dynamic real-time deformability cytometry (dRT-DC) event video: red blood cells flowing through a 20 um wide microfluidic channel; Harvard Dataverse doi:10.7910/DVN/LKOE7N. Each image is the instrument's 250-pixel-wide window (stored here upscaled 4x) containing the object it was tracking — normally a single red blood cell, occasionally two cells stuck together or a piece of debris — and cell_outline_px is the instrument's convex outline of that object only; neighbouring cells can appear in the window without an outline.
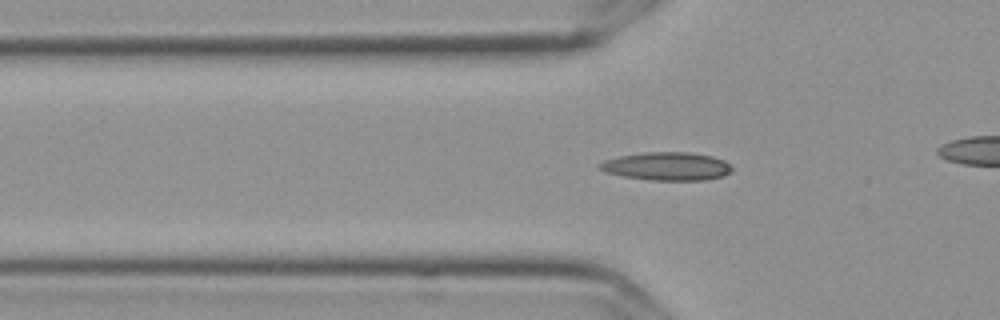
{"species": "Egyptian fruit bat (a non-hibernating species)", "species_latin": "Rousettus aegyptiacus", "temperature_condition": "cold", "stored_images_in_passage": 42, "camera_frame_rate_fps": 3000, "um_per_image_px": 0.085, "frame": {"image": 1, "passage_image": 12, "time_ms": 3.667, "image_size_px": [1000, 320], "cell_outline_px": [[732, 168], [724, 176], [704, 180], [652, 180], [624, 176], [604, 172], [596, 168], [596, 164], [604, 160], [620, 156], [644, 152], [688, 152], [712, 156], [724, 160]], "centroid_in_image_um": [56.63, 14.13], "position_along_channel_um": 69.2, "area_um2": 21.73}}
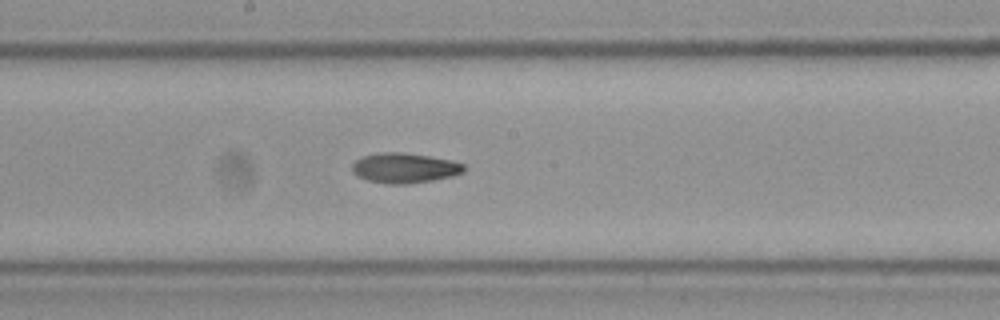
{"frame": {"image": 2, "passage_image": 24, "time_ms": 7.667, "image_size_px": [1000, 320], "cell_outline_px": [[468, 168], [464, 172], [452, 176], [432, 180], [408, 184], [388, 184], [368, 180], [356, 176], [352, 172], [352, 164], [356, 160], [364, 156], [380, 152], [400, 152], [428, 156], [452, 160], [464, 164]], "centroid_in_image_um": [34.4, 14.28], "position_along_channel_um": 213.8, "area_um2": 19.65}}
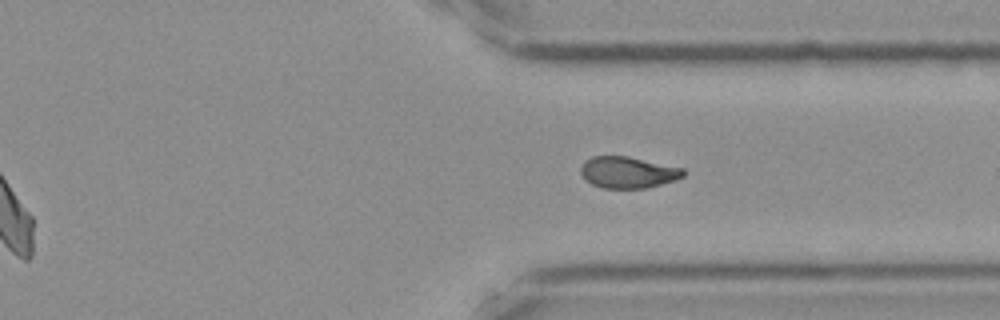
{"frame": {"image": 3, "passage_image": 36, "time_ms": 11.667, "image_size_px": [1000, 320], "cell_outline_px": [[684, 176], [676, 180], [648, 188], [600, 188], [592, 184], [580, 172], [580, 168], [584, 160], [592, 156], [628, 156], [684, 168]], "centroid_in_image_um": [53.38, 14.65], "position_along_channel_um": 358.0, "area_um2": 18.9}, "authors_computed_cell_mechanics": {"area_um2": 19.363, "velocity_mm_per_s": 3.6095, "shape_relaxation_time_tau1_ms": null, "shape_relaxation_time_tau2_ms": 5.4962, "deformation_change_tau1": null, "deformation_change_tau2": 0.1172}}